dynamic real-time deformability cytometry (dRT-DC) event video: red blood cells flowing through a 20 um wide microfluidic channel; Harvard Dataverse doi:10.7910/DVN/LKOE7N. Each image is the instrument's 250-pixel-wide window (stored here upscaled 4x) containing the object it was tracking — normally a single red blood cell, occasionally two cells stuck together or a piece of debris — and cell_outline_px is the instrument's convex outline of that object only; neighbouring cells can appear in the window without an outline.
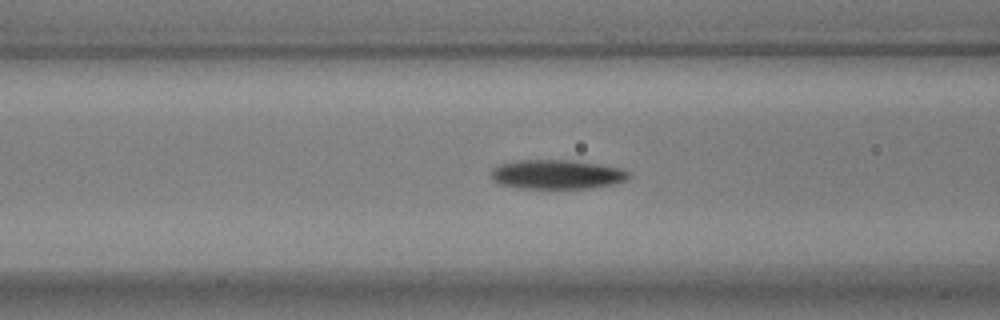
{"species": "common noctule bat (a hibernating species)", "species_latin": "Nyctalus noctula", "temperature_condition": "warm", "stored_images_in_passage": 21, "camera_frame_rate_fps": 3000, "um_per_image_px": 0.085, "animal": {"sex": "male", "body_mass_g": 17.9, "forearm_length_mm": 54.2}, "frame": {"image": 1, "passage_image": 5, "time_ms": 1.333, "image_size_px": [1000, 320], "cell_outline_px": [[632, 172], [628, 180], [616, 184], [592, 188], [520, 188], [496, 184], [492, 180], [488, 172], [492, 168], [500, 164], [520, 160], [572, 160], [600, 164], [620, 168]], "centroid_in_image_um": [47.34, 14.83], "position_along_channel_um": 119.3, "area_um2": 23.99}}
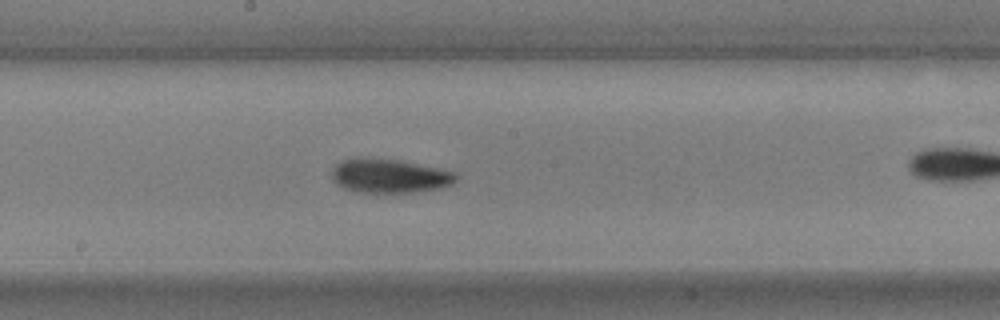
{"frame": {"image": 2, "passage_image": 13, "time_ms": 4.0, "image_size_px": [1000, 320], "cell_outline_px": [[460, 176], [452, 184], [444, 188], [416, 192], [352, 192], [340, 188], [332, 180], [332, 168], [340, 160], [356, 156], [400, 160], [440, 168], [456, 172]], "centroid_in_image_um": [33.08, 14.94], "position_along_channel_um": 215.1, "area_um2": 25.43}}
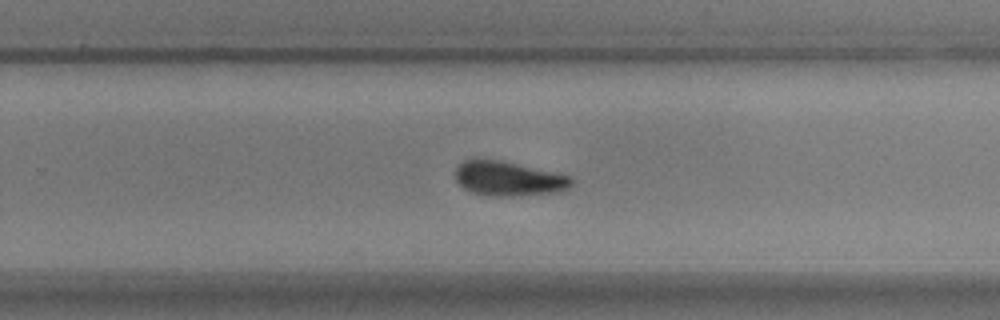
{"frame": {"image": 3, "passage_image": 19, "time_ms": 6.0, "image_size_px": [1000, 320], "cell_outline_px": [[572, 184], [568, 188], [560, 192], [520, 196], [488, 196], [472, 192], [464, 188], [456, 180], [452, 172], [464, 160], [476, 156], [500, 160], [572, 176]], "centroid_in_image_um": [43.17, 15.16], "position_along_channel_um": 286.6, "area_um2": 23.99}}